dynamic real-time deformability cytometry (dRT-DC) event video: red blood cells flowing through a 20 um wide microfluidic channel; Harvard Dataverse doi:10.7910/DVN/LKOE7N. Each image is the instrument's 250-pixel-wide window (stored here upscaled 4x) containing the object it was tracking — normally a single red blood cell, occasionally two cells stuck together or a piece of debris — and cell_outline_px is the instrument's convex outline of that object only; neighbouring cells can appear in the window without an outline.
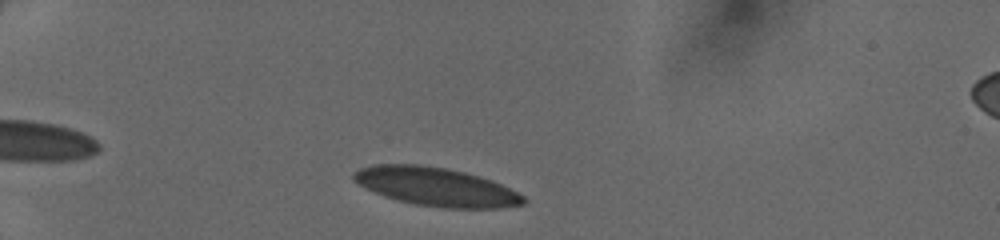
{"species": "human", "species_latin": "Homo sapiens", "temperature_condition": "cold", "stored_images_in_passage": 33, "camera_frame_rate_fps": 3000, "um_per_image_px": 0.085, "donor": {"sex": "female"}, "frame": {"image": 1, "passage_image": 3, "time_ms": 0.667, "image_size_px": [1000, 240], "cell_outline_px": [[528, 200], [524, 204], [500, 208], [448, 208], [416, 204], [396, 200], [384, 196], [352, 180], [352, 176], [360, 168], [376, 164], [420, 164], [444, 168], [464, 172], [492, 180], [524, 196]], "centroid_in_image_um": [37.08, 15.87], "position_along_channel_um": 47.9, "area_um2": 37.74}}
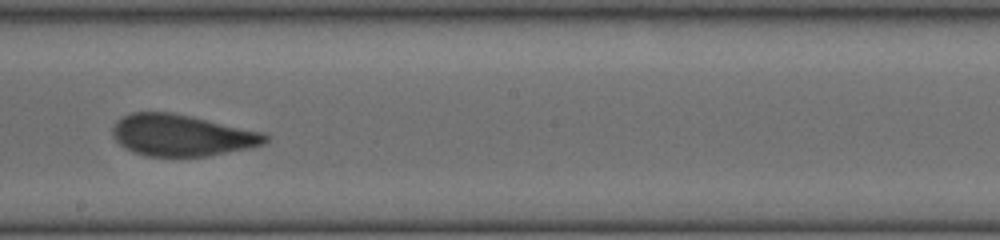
{"frame": {"image": 2, "passage_image": 19, "time_ms": 6.0, "image_size_px": [1000, 240], "cell_outline_px": [[268, 140], [264, 144], [252, 148], [208, 156], [148, 156], [132, 152], [124, 148], [112, 136], [112, 128], [116, 120], [132, 112], [172, 112], [192, 116], [264, 132], [268, 136]], "centroid_in_image_um": [15.46, 11.5], "position_along_channel_um": 232.7, "area_um2": 37.28}}
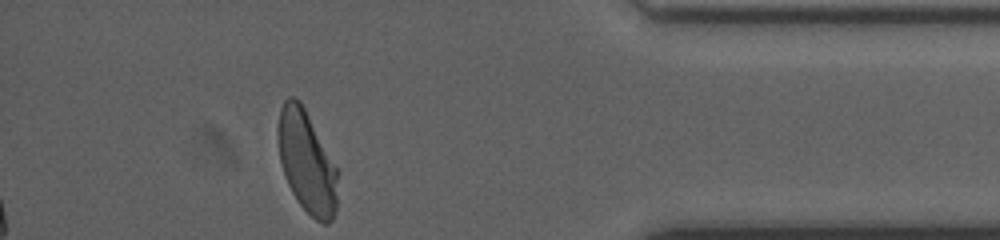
{"frame": {"image": 3, "passage_image": 33, "time_ms": 10.667, "image_size_px": [1000, 240], "cell_outline_px": [[336, 212], [332, 220], [328, 224], [324, 224], [316, 220], [300, 204], [292, 192], [284, 176], [280, 160], [276, 132], [276, 128], [280, 108], [284, 100], [288, 96], [292, 96], [300, 100], [336, 168]], "centroid_in_image_um": [26.02, 13.74], "position_along_channel_um": 409.2, "area_um2": 35.08}}